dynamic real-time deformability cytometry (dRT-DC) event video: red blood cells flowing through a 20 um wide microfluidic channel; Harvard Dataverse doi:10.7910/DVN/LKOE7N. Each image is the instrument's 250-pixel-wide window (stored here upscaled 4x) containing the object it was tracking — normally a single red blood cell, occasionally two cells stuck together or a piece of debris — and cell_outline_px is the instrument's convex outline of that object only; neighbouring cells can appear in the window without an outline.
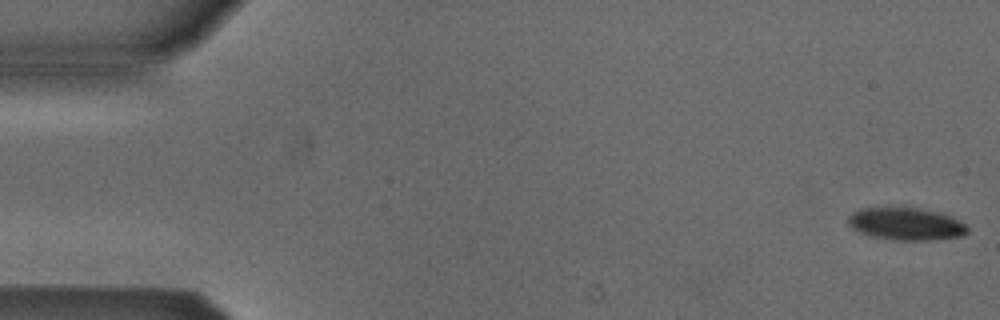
{"species": "Egyptian fruit bat (a non-hibernating species)", "species_latin": "Rousettus aegyptiacus", "temperature_condition": "cold", "stored_images_in_passage": 15, "camera_frame_rate_fps": 3000, "um_per_image_px": 0.085, "animal": {"sex": "male"}, "frame": {"image": 1, "passage_image": 1, "time_ms": 0.0, "image_size_px": [1000, 320], "cell_outline_px": [[968, 232], [960, 236], [924, 240], [896, 240], [872, 236], [860, 232], [852, 228], [848, 224], [848, 216], [852, 212], [860, 208], [884, 204], [904, 204], [940, 212], [952, 216], [960, 220], [968, 228]], "centroid_in_image_um": [76.95, 18.94], "position_along_channel_um": 8.1, "area_um2": 23.64}}
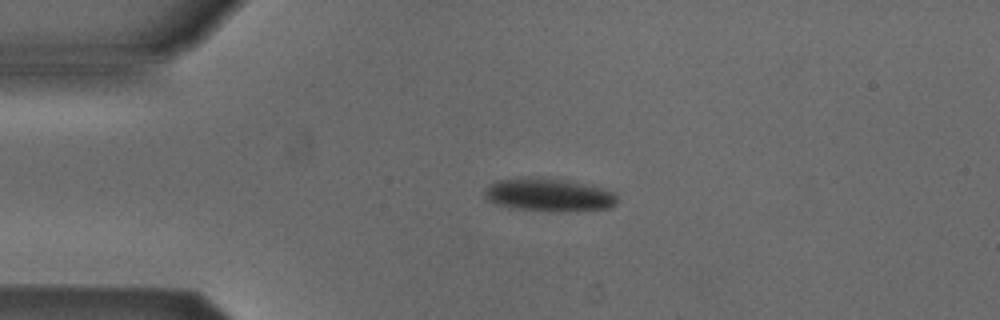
{"frame": {"image": 2, "passage_image": 12, "time_ms": 3.667, "image_size_px": [1000, 320], "cell_outline_px": [[616, 204], [608, 208], [508, 208], [496, 204], [488, 200], [484, 196], [484, 192], [496, 180], [528, 176], [540, 176], [568, 180], [592, 184], [616, 192]], "centroid_in_image_um": [46.62, 16.47], "position_along_channel_um": 38.4, "area_um2": 24.74}}